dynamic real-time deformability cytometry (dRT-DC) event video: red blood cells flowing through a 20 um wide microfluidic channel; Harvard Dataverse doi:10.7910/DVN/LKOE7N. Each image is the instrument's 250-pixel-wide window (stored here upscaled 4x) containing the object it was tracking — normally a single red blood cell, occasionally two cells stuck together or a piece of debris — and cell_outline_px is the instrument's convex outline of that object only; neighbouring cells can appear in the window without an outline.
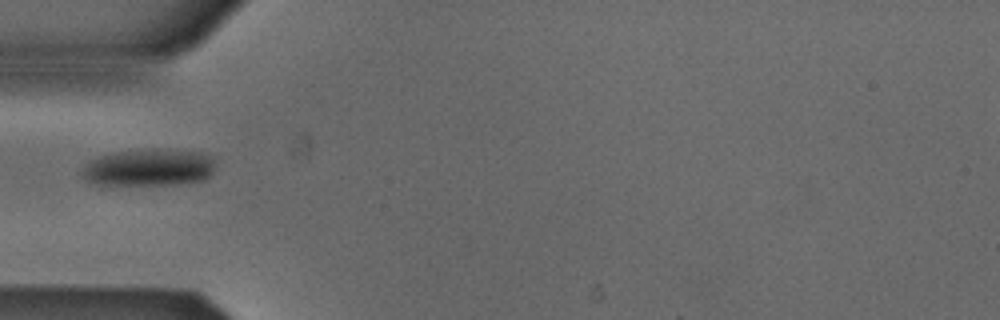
{"species": "Egyptian fruit bat (a non-hibernating species)", "species_latin": "Rousettus aegyptiacus", "temperature_condition": "cold", "stored_images_in_passage": 1, "camera_frame_rate_fps": 3000, "um_per_image_px": 0.085, "animal": {"sex": "male"}, "frame": {"image": 1, "passage_image": 1, "time_ms": 0.0, "image_size_px": [1000, 320], "cell_outline_px": [[212, 172], [204, 180], [176, 184], [96, 184], [80, 176], [80, 172], [84, 164], [88, 160], [100, 156], [116, 152], [156, 148], [160, 148], [200, 152], [212, 156]], "centroid_in_image_um": [12.61, 14.22], "position_along_channel_um": 72.4, "area_um2": 28.78}}